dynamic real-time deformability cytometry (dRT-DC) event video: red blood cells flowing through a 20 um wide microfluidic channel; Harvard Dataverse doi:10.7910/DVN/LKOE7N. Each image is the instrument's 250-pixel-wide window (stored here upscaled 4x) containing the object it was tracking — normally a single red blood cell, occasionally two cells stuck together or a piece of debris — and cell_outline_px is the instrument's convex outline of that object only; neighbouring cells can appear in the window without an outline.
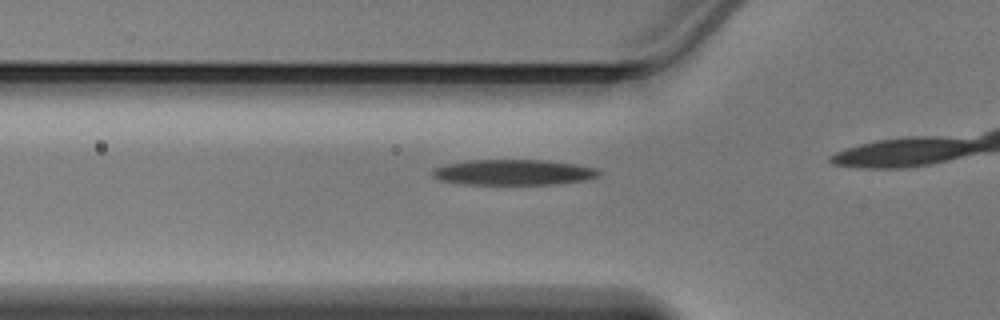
{"species": "Egyptian fruit bat (a non-hibernating species)", "species_latin": "Rousettus aegyptiacus", "temperature_condition": "warm", "stored_images_in_passage": 11, "camera_frame_rate_fps": 3000, "um_per_image_px": 0.085, "animal": {"sex": "male"}, "frame": {"image": 1, "passage_image": 7, "time_ms": 2.0, "image_size_px": [1000, 320], "cell_outline_px": [[600, 172], [596, 176], [584, 180], [552, 184], [464, 184], [440, 180], [432, 176], [432, 172], [436, 168], [448, 164], [472, 160], [544, 160], [576, 164], [596, 168]], "centroid_in_image_um": [43.64, 14.64], "position_along_channel_um": 82.2, "area_um2": 24.39}}
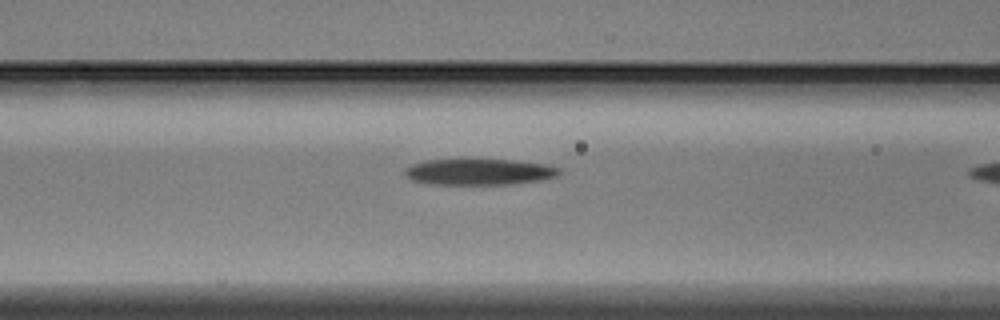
{"frame": {"image": 2, "passage_image": 10, "time_ms": 3.0, "image_size_px": [1000, 320], "cell_outline_px": [[560, 172], [556, 176], [544, 180], [512, 184], [428, 184], [412, 180], [404, 172], [412, 164], [428, 160], [512, 160], [544, 164], [560, 168]], "centroid_in_image_um": [40.77, 14.62], "position_along_channel_um": 125.8, "area_um2": 23.24}}